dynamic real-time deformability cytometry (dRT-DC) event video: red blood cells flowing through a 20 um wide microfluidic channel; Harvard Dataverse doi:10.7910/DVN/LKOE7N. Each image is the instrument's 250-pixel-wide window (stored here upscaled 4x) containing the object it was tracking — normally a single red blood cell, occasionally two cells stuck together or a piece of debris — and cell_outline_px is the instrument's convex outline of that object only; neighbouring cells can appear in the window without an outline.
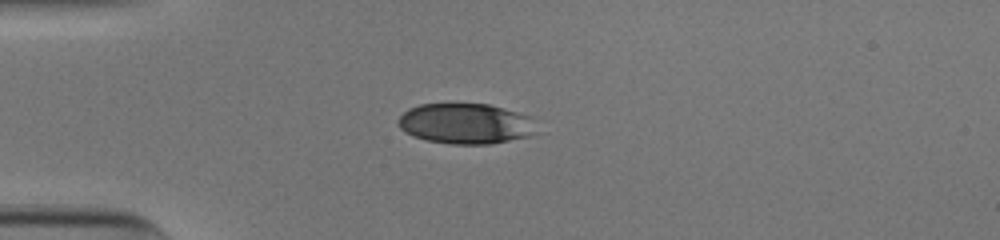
{"species": "human", "species_latin": "Homo sapiens", "temperature_condition": "cold", "stored_images_in_passage": 29, "camera_frame_rate_fps": 3000, "um_per_image_px": 0.085, "donor": {"sex": "male"}, "frame": {"image": 1, "passage_image": 5, "time_ms": 1.333, "image_size_px": [1000, 240], "cell_outline_px": [[508, 136], [500, 140], [436, 140], [420, 136], [412, 132], [404, 116], [408, 112], [416, 108], [432, 104], [480, 104], [492, 108]], "centroid_in_image_um": [38.75, 10.41], "position_along_channel_um": 46.3, "area_um2": 22.31}}
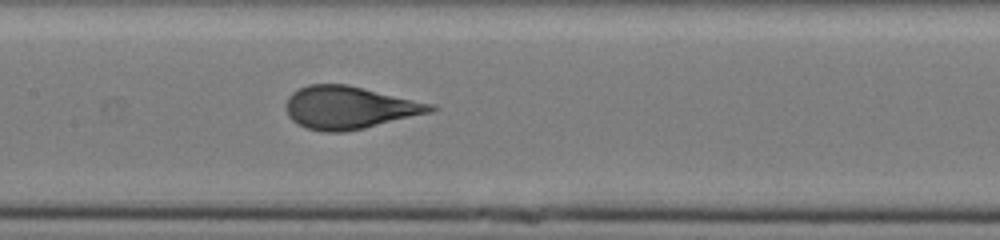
{"frame": {"image": 2, "passage_image": 17, "time_ms": 5.333, "image_size_px": [1000, 240], "cell_outline_px": [[416, 112], [352, 128], [316, 128], [304, 124], [300, 120], [296, 96], [300, 92], [308, 88], [356, 88], [400, 100]], "centroid_in_image_um": [29.46, 9.15], "position_along_channel_um": 177.9, "area_um2": 25.78}}
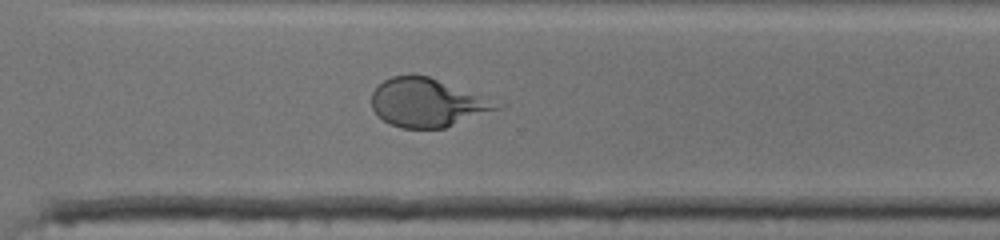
{"frame": {"image": 3, "passage_image": 29, "time_ms": 9.333, "image_size_px": [1000, 240], "cell_outline_px": [[472, 108], [448, 124], [436, 128], [412, 128], [396, 124], [388, 120], [400, 76], [424, 76], [432, 80]], "centroid_in_image_um": [36.08, 8.85], "position_along_channel_um": 334.5, "area_um2": 21.5}}